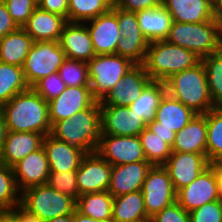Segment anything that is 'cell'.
<instances>
[{
  "mask_svg": "<svg viewBox=\"0 0 222 222\" xmlns=\"http://www.w3.org/2000/svg\"><path fill=\"white\" fill-rule=\"evenodd\" d=\"M1 108L7 131L50 134L48 102L32 87L13 96Z\"/></svg>",
  "mask_w": 222,
  "mask_h": 222,
  "instance_id": "obj_1",
  "label": "cell"
},
{
  "mask_svg": "<svg viewBox=\"0 0 222 222\" xmlns=\"http://www.w3.org/2000/svg\"><path fill=\"white\" fill-rule=\"evenodd\" d=\"M50 135L57 140L79 147L86 153H94L101 135L100 102L77 112L72 117L55 122Z\"/></svg>",
  "mask_w": 222,
  "mask_h": 222,
  "instance_id": "obj_2",
  "label": "cell"
},
{
  "mask_svg": "<svg viewBox=\"0 0 222 222\" xmlns=\"http://www.w3.org/2000/svg\"><path fill=\"white\" fill-rule=\"evenodd\" d=\"M164 83L167 94L182 102L196 114H205L217 107L210 96L202 61L192 68L174 74Z\"/></svg>",
  "mask_w": 222,
  "mask_h": 222,
  "instance_id": "obj_3",
  "label": "cell"
},
{
  "mask_svg": "<svg viewBox=\"0 0 222 222\" xmlns=\"http://www.w3.org/2000/svg\"><path fill=\"white\" fill-rule=\"evenodd\" d=\"M201 61L193 51H189L166 40L149 42L142 63L152 80L165 82L174 74L194 67Z\"/></svg>",
  "mask_w": 222,
  "mask_h": 222,
  "instance_id": "obj_4",
  "label": "cell"
},
{
  "mask_svg": "<svg viewBox=\"0 0 222 222\" xmlns=\"http://www.w3.org/2000/svg\"><path fill=\"white\" fill-rule=\"evenodd\" d=\"M168 43L193 51L201 59L216 53L222 47V29L215 20L202 23L173 21Z\"/></svg>",
  "mask_w": 222,
  "mask_h": 222,
  "instance_id": "obj_5",
  "label": "cell"
},
{
  "mask_svg": "<svg viewBox=\"0 0 222 222\" xmlns=\"http://www.w3.org/2000/svg\"><path fill=\"white\" fill-rule=\"evenodd\" d=\"M20 207L47 222L59 216L73 214L76 200L44 184L23 190L20 195Z\"/></svg>",
  "mask_w": 222,
  "mask_h": 222,
  "instance_id": "obj_6",
  "label": "cell"
},
{
  "mask_svg": "<svg viewBox=\"0 0 222 222\" xmlns=\"http://www.w3.org/2000/svg\"><path fill=\"white\" fill-rule=\"evenodd\" d=\"M92 98L102 102L109 91L136 64L118 54L96 55L88 63Z\"/></svg>",
  "mask_w": 222,
  "mask_h": 222,
  "instance_id": "obj_7",
  "label": "cell"
},
{
  "mask_svg": "<svg viewBox=\"0 0 222 222\" xmlns=\"http://www.w3.org/2000/svg\"><path fill=\"white\" fill-rule=\"evenodd\" d=\"M65 59L58 41L34 42L22 66L27 84L32 87L41 78L58 72Z\"/></svg>",
  "mask_w": 222,
  "mask_h": 222,
  "instance_id": "obj_8",
  "label": "cell"
},
{
  "mask_svg": "<svg viewBox=\"0 0 222 222\" xmlns=\"http://www.w3.org/2000/svg\"><path fill=\"white\" fill-rule=\"evenodd\" d=\"M117 15L121 39L116 47V54L135 64H142L148 49L149 41L144 37L138 24L136 12H129L112 5Z\"/></svg>",
  "mask_w": 222,
  "mask_h": 222,
  "instance_id": "obj_9",
  "label": "cell"
},
{
  "mask_svg": "<svg viewBox=\"0 0 222 222\" xmlns=\"http://www.w3.org/2000/svg\"><path fill=\"white\" fill-rule=\"evenodd\" d=\"M141 192L144 196L145 209L149 218L176 202L177 192L167 169L163 165L152 166L148 170Z\"/></svg>",
  "mask_w": 222,
  "mask_h": 222,
  "instance_id": "obj_10",
  "label": "cell"
},
{
  "mask_svg": "<svg viewBox=\"0 0 222 222\" xmlns=\"http://www.w3.org/2000/svg\"><path fill=\"white\" fill-rule=\"evenodd\" d=\"M96 152L112 166L146 161L138 136L101 134Z\"/></svg>",
  "mask_w": 222,
  "mask_h": 222,
  "instance_id": "obj_11",
  "label": "cell"
},
{
  "mask_svg": "<svg viewBox=\"0 0 222 222\" xmlns=\"http://www.w3.org/2000/svg\"><path fill=\"white\" fill-rule=\"evenodd\" d=\"M112 165L97 152L87 153L77 169V185L81 194L108 191Z\"/></svg>",
  "mask_w": 222,
  "mask_h": 222,
  "instance_id": "obj_12",
  "label": "cell"
},
{
  "mask_svg": "<svg viewBox=\"0 0 222 222\" xmlns=\"http://www.w3.org/2000/svg\"><path fill=\"white\" fill-rule=\"evenodd\" d=\"M216 200V174L211 164L191 184L179 189L176 194V202L188 213Z\"/></svg>",
  "mask_w": 222,
  "mask_h": 222,
  "instance_id": "obj_13",
  "label": "cell"
},
{
  "mask_svg": "<svg viewBox=\"0 0 222 222\" xmlns=\"http://www.w3.org/2000/svg\"><path fill=\"white\" fill-rule=\"evenodd\" d=\"M101 134L138 136L147 126L128 106L100 105Z\"/></svg>",
  "mask_w": 222,
  "mask_h": 222,
  "instance_id": "obj_14",
  "label": "cell"
},
{
  "mask_svg": "<svg viewBox=\"0 0 222 222\" xmlns=\"http://www.w3.org/2000/svg\"><path fill=\"white\" fill-rule=\"evenodd\" d=\"M209 165L204 154L171 152L163 166L167 169L177 192L191 184Z\"/></svg>",
  "mask_w": 222,
  "mask_h": 222,
  "instance_id": "obj_15",
  "label": "cell"
},
{
  "mask_svg": "<svg viewBox=\"0 0 222 222\" xmlns=\"http://www.w3.org/2000/svg\"><path fill=\"white\" fill-rule=\"evenodd\" d=\"M152 81L142 64H136L109 91L100 105L129 106Z\"/></svg>",
  "mask_w": 222,
  "mask_h": 222,
  "instance_id": "obj_16",
  "label": "cell"
},
{
  "mask_svg": "<svg viewBox=\"0 0 222 222\" xmlns=\"http://www.w3.org/2000/svg\"><path fill=\"white\" fill-rule=\"evenodd\" d=\"M84 24L90 33L96 55L116 53L121 34L117 15L112 9Z\"/></svg>",
  "mask_w": 222,
  "mask_h": 222,
  "instance_id": "obj_17",
  "label": "cell"
},
{
  "mask_svg": "<svg viewBox=\"0 0 222 222\" xmlns=\"http://www.w3.org/2000/svg\"><path fill=\"white\" fill-rule=\"evenodd\" d=\"M94 102L89 86L66 87L59 96L48 101L51 126L89 108Z\"/></svg>",
  "mask_w": 222,
  "mask_h": 222,
  "instance_id": "obj_18",
  "label": "cell"
},
{
  "mask_svg": "<svg viewBox=\"0 0 222 222\" xmlns=\"http://www.w3.org/2000/svg\"><path fill=\"white\" fill-rule=\"evenodd\" d=\"M12 168L16 185L20 192L32 186L46 184L50 173L43 146L24 157Z\"/></svg>",
  "mask_w": 222,
  "mask_h": 222,
  "instance_id": "obj_19",
  "label": "cell"
},
{
  "mask_svg": "<svg viewBox=\"0 0 222 222\" xmlns=\"http://www.w3.org/2000/svg\"><path fill=\"white\" fill-rule=\"evenodd\" d=\"M151 167L148 161L112 166L108 192L116 197L140 191Z\"/></svg>",
  "mask_w": 222,
  "mask_h": 222,
  "instance_id": "obj_20",
  "label": "cell"
},
{
  "mask_svg": "<svg viewBox=\"0 0 222 222\" xmlns=\"http://www.w3.org/2000/svg\"><path fill=\"white\" fill-rule=\"evenodd\" d=\"M58 42L66 58L88 63L96 56L90 33L84 23L67 22Z\"/></svg>",
  "mask_w": 222,
  "mask_h": 222,
  "instance_id": "obj_21",
  "label": "cell"
},
{
  "mask_svg": "<svg viewBox=\"0 0 222 222\" xmlns=\"http://www.w3.org/2000/svg\"><path fill=\"white\" fill-rule=\"evenodd\" d=\"M42 146L50 172L77 171L82 158L87 154L79 147L57 140L50 134L44 136Z\"/></svg>",
  "mask_w": 222,
  "mask_h": 222,
  "instance_id": "obj_22",
  "label": "cell"
},
{
  "mask_svg": "<svg viewBox=\"0 0 222 222\" xmlns=\"http://www.w3.org/2000/svg\"><path fill=\"white\" fill-rule=\"evenodd\" d=\"M44 135L34 132L7 131L0 150V163L13 167L42 147Z\"/></svg>",
  "mask_w": 222,
  "mask_h": 222,
  "instance_id": "obj_23",
  "label": "cell"
},
{
  "mask_svg": "<svg viewBox=\"0 0 222 222\" xmlns=\"http://www.w3.org/2000/svg\"><path fill=\"white\" fill-rule=\"evenodd\" d=\"M66 23L67 20L64 17L37 7L22 29L30 35L34 42L59 41Z\"/></svg>",
  "mask_w": 222,
  "mask_h": 222,
  "instance_id": "obj_24",
  "label": "cell"
},
{
  "mask_svg": "<svg viewBox=\"0 0 222 222\" xmlns=\"http://www.w3.org/2000/svg\"><path fill=\"white\" fill-rule=\"evenodd\" d=\"M207 123L206 113L196 114L178 131L171 147L172 152L198 153L206 156Z\"/></svg>",
  "mask_w": 222,
  "mask_h": 222,
  "instance_id": "obj_25",
  "label": "cell"
},
{
  "mask_svg": "<svg viewBox=\"0 0 222 222\" xmlns=\"http://www.w3.org/2000/svg\"><path fill=\"white\" fill-rule=\"evenodd\" d=\"M173 21L202 23L213 19V6L209 0H163Z\"/></svg>",
  "mask_w": 222,
  "mask_h": 222,
  "instance_id": "obj_26",
  "label": "cell"
},
{
  "mask_svg": "<svg viewBox=\"0 0 222 222\" xmlns=\"http://www.w3.org/2000/svg\"><path fill=\"white\" fill-rule=\"evenodd\" d=\"M196 115L191 109L169 94H165L156 110V128L173 129L176 133Z\"/></svg>",
  "mask_w": 222,
  "mask_h": 222,
  "instance_id": "obj_27",
  "label": "cell"
},
{
  "mask_svg": "<svg viewBox=\"0 0 222 222\" xmlns=\"http://www.w3.org/2000/svg\"><path fill=\"white\" fill-rule=\"evenodd\" d=\"M136 16L141 32L149 42L168 37L173 19L163 5L137 11Z\"/></svg>",
  "mask_w": 222,
  "mask_h": 222,
  "instance_id": "obj_28",
  "label": "cell"
},
{
  "mask_svg": "<svg viewBox=\"0 0 222 222\" xmlns=\"http://www.w3.org/2000/svg\"><path fill=\"white\" fill-rule=\"evenodd\" d=\"M149 220L141 190L113 197L112 222H146Z\"/></svg>",
  "mask_w": 222,
  "mask_h": 222,
  "instance_id": "obj_29",
  "label": "cell"
},
{
  "mask_svg": "<svg viewBox=\"0 0 222 222\" xmlns=\"http://www.w3.org/2000/svg\"><path fill=\"white\" fill-rule=\"evenodd\" d=\"M33 43L22 28L7 34L0 39V62L22 67Z\"/></svg>",
  "mask_w": 222,
  "mask_h": 222,
  "instance_id": "obj_30",
  "label": "cell"
},
{
  "mask_svg": "<svg viewBox=\"0 0 222 222\" xmlns=\"http://www.w3.org/2000/svg\"><path fill=\"white\" fill-rule=\"evenodd\" d=\"M166 94L164 82L152 80L142 91L141 95L132 103L129 108L133 114L139 116L146 124L155 120L156 110L161 99Z\"/></svg>",
  "mask_w": 222,
  "mask_h": 222,
  "instance_id": "obj_31",
  "label": "cell"
},
{
  "mask_svg": "<svg viewBox=\"0 0 222 222\" xmlns=\"http://www.w3.org/2000/svg\"><path fill=\"white\" fill-rule=\"evenodd\" d=\"M113 196L108 191L84 193L76 200L75 209L92 219L112 222Z\"/></svg>",
  "mask_w": 222,
  "mask_h": 222,
  "instance_id": "obj_32",
  "label": "cell"
},
{
  "mask_svg": "<svg viewBox=\"0 0 222 222\" xmlns=\"http://www.w3.org/2000/svg\"><path fill=\"white\" fill-rule=\"evenodd\" d=\"M29 88L22 67L0 62V106Z\"/></svg>",
  "mask_w": 222,
  "mask_h": 222,
  "instance_id": "obj_33",
  "label": "cell"
},
{
  "mask_svg": "<svg viewBox=\"0 0 222 222\" xmlns=\"http://www.w3.org/2000/svg\"><path fill=\"white\" fill-rule=\"evenodd\" d=\"M206 158L210 164L222 162V108L215 107L206 113Z\"/></svg>",
  "mask_w": 222,
  "mask_h": 222,
  "instance_id": "obj_34",
  "label": "cell"
},
{
  "mask_svg": "<svg viewBox=\"0 0 222 222\" xmlns=\"http://www.w3.org/2000/svg\"><path fill=\"white\" fill-rule=\"evenodd\" d=\"M114 0H68V22L85 23L108 12Z\"/></svg>",
  "mask_w": 222,
  "mask_h": 222,
  "instance_id": "obj_35",
  "label": "cell"
},
{
  "mask_svg": "<svg viewBox=\"0 0 222 222\" xmlns=\"http://www.w3.org/2000/svg\"><path fill=\"white\" fill-rule=\"evenodd\" d=\"M143 152L152 166L164 165L171 155V146L147 127L138 135Z\"/></svg>",
  "mask_w": 222,
  "mask_h": 222,
  "instance_id": "obj_36",
  "label": "cell"
},
{
  "mask_svg": "<svg viewBox=\"0 0 222 222\" xmlns=\"http://www.w3.org/2000/svg\"><path fill=\"white\" fill-rule=\"evenodd\" d=\"M205 71L209 92L213 103L220 107L222 104V47L209 56L201 59Z\"/></svg>",
  "mask_w": 222,
  "mask_h": 222,
  "instance_id": "obj_37",
  "label": "cell"
},
{
  "mask_svg": "<svg viewBox=\"0 0 222 222\" xmlns=\"http://www.w3.org/2000/svg\"><path fill=\"white\" fill-rule=\"evenodd\" d=\"M20 195L13 168L0 163V211L20 206Z\"/></svg>",
  "mask_w": 222,
  "mask_h": 222,
  "instance_id": "obj_38",
  "label": "cell"
},
{
  "mask_svg": "<svg viewBox=\"0 0 222 222\" xmlns=\"http://www.w3.org/2000/svg\"><path fill=\"white\" fill-rule=\"evenodd\" d=\"M58 74L67 87L89 86L90 79L86 62L66 58L59 67Z\"/></svg>",
  "mask_w": 222,
  "mask_h": 222,
  "instance_id": "obj_39",
  "label": "cell"
},
{
  "mask_svg": "<svg viewBox=\"0 0 222 222\" xmlns=\"http://www.w3.org/2000/svg\"><path fill=\"white\" fill-rule=\"evenodd\" d=\"M46 184L75 200L80 196L77 185V171L50 172Z\"/></svg>",
  "mask_w": 222,
  "mask_h": 222,
  "instance_id": "obj_40",
  "label": "cell"
},
{
  "mask_svg": "<svg viewBox=\"0 0 222 222\" xmlns=\"http://www.w3.org/2000/svg\"><path fill=\"white\" fill-rule=\"evenodd\" d=\"M66 87L58 72L41 78L32 86V88L47 102L59 96Z\"/></svg>",
  "mask_w": 222,
  "mask_h": 222,
  "instance_id": "obj_41",
  "label": "cell"
},
{
  "mask_svg": "<svg viewBox=\"0 0 222 222\" xmlns=\"http://www.w3.org/2000/svg\"><path fill=\"white\" fill-rule=\"evenodd\" d=\"M10 16L19 28L27 22L38 7L37 0H3Z\"/></svg>",
  "mask_w": 222,
  "mask_h": 222,
  "instance_id": "obj_42",
  "label": "cell"
},
{
  "mask_svg": "<svg viewBox=\"0 0 222 222\" xmlns=\"http://www.w3.org/2000/svg\"><path fill=\"white\" fill-rule=\"evenodd\" d=\"M190 222H222V202H209L189 212Z\"/></svg>",
  "mask_w": 222,
  "mask_h": 222,
  "instance_id": "obj_43",
  "label": "cell"
},
{
  "mask_svg": "<svg viewBox=\"0 0 222 222\" xmlns=\"http://www.w3.org/2000/svg\"><path fill=\"white\" fill-rule=\"evenodd\" d=\"M151 222H190V216L177 202L150 218Z\"/></svg>",
  "mask_w": 222,
  "mask_h": 222,
  "instance_id": "obj_44",
  "label": "cell"
},
{
  "mask_svg": "<svg viewBox=\"0 0 222 222\" xmlns=\"http://www.w3.org/2000/svg\"><path fill=\"white\" fill-rule=\"evenodd\" d=\"M163 0H114V5L122 10L137 12L161 6Z\"/></svg>",
  "mask_w": 222,
  "mask_h": 222,
  "instance_id": "obj_45",
  "label": "cell"
},
{
  "mask_svg": "<svg viewBox=\"0 0 222 222\" xmlns=\"http://www.w3.org/2000/svg\"><path fill=\"white\" fill-rule=\"evenodd\" d=\"M38 7L64 17L68 22V0H37Z\"/></svg>",
  "mask_w": 222,
  "mask_h": 222,
  "instance_id": "obj_46",
  "label": "cell"
},
{
  "mask_svg": "<svg viewBox=\"0 0 222 222\" xmlns=\"http://www.w3.org/2000/svg\"><path fill=\"white\" fill-rule=\"evenodd\" d=\"M19 27L14 22L3 0H0V39Z\"/></svg>",
  "mask_w": 222,
  "mask_h": 222,
  "instance_id": "obj_47",
  "label": "cell"
},
{
  "mask_svg": "<svg viewBox=\"0 0 222 222\" xmlns=\"http://www.w3.org/2000/svg\"><path fill=\"white\" fill-rule=\"evenodd\" d=\"M151 132L155 133V135L162 138L168 145L172 147L175 141L176 132L173 129H166V128H156V121L153 120L152 122L148 123L146 126Z\"/></svg>",
  "mask_w": 222,
  "mask_h": 222,
  "instance_id": "obj_48",
  "label": "cell"
},
{
  "mask_svg": "<svg viewBox=\"0 0 222 222\" xmlns=\"http://www.w3.org/2000/svg\"><path fill=\"white\" fill-rule=\"evenodd\" d=\"M20 219V222H43L38 217L33 216L23 210L20 206L12 210Z\"/></svg>",
  "mask_w": 222,
  "mask_h": 222,
  "instance_id": "obj_49",
  "label": "cell"
},
{
  "mask_svg": "<svg viewBox=\"0 0 222 222\" xmlns=\"http://www.w3.org/2000/svg\"><path fill=\"white\" fill-rule=\"evenodd\" d=\"M215 168L218 200L222 201V162L212 163Z\"/></svg>",
  "mask_w": 222,
  "mask_h": 222,
  "instance_id": "obj_50",
  "label": "cell"
},
{
  "mask_svg": "<svg viewBox=\"0 0 222 222\" xmlns=\"http://www.w3.org/2000/svg\"><path fill=\"white\" fill-rule=\"evenodd\" d=\"M213 6V19L218 23L222 29V0H215Z\"/></svg>",
  "mask_w": 222,
  "mask_h": 222,
  "instance_id": "obj_51",
  "label": "cell"
},
{
  "mask_svg": "<svg viewBox=\"0 0 222 222\" xmlns=\"http://www.w3.org/2000/svg\"><path fill=\"white\" fill-rule=\"evenodd\" d=\"M0 222H20V219L12 210H4L0 211Z\"/></svg>",
  "mask_w": 222,
  "mask_h": 222,
  "instance_id": "obj_52",
  "label": "cell"
},
{
  "mask_svg": "<svg viewBox=\"0 0 222 222\" xmlns=\"http://www.w3.org/2000/svg\"><path fill=\"white\" fill-rule=\"evenodd\" d=\"M6 134H7V126L5 124L4 114L0 106V150L2 148Z\"/></svg>",
  "mask_w": 222,
  "mask_h": 222,
  "instance_id": "obj_53",
  "label": "cell"
},
{
  "mask_svg": "<svg viewBox=\"0 0 222 222\" xmlns=\"http://www.w3.org/2000/svg\"><path fill=\"white\" fill-rule=\"evenodd\" d=\"M74 222H106L103 220L92 219L89 216L83 215L78 212L76 209L74 210Z\"/></svg>",
  "mask_w": 222,
  "mask_h": 222,
  "instance_id": "obj_54",
  "label": "cell"
},
{
  "mask_svg": "<svg viewBox=\"0 0 222 222\" xmlns=\"http://www.w3.org/2000/svg\"><path fill=\"white\" fill-rule=\"evenodd\" d=\"M47 222H74V212L73 214L63 215L54 219H50Z\"/></svg>",
  "mask_w": 222,
  "mask_h": 222,
  "instance_id": "obj_55",
  "label": "cell"
}]
</instances>
